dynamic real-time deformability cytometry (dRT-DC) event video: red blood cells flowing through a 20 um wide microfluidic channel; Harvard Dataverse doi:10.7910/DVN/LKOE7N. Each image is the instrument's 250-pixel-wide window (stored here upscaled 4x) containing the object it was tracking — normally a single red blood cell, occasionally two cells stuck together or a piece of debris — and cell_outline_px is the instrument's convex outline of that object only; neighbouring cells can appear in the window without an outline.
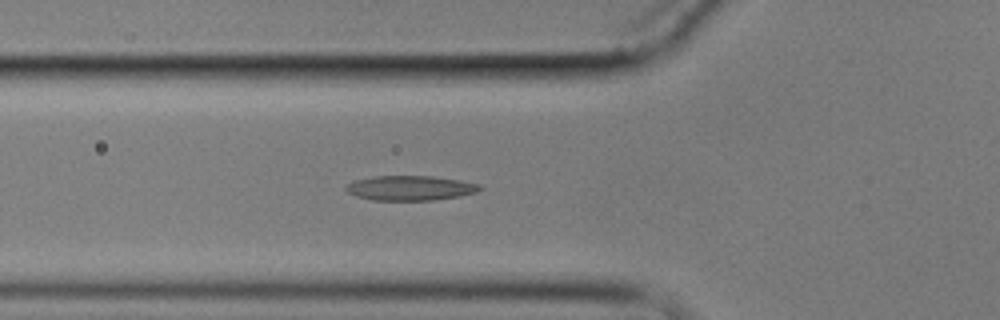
{"species": "common noctule bat (a hibernating species)", "species_latin": "Nyctalus noctula", "temperature_condition": "cold", "stored_images_in_passage": 2, "camera_frame_rate_fps": 3000, "um_per_image_px": 0.085, "animal": {"sex": "male", "body_mass_g": 17.9}, "frame": {"image": 1, "passage_image": 2, "time_ms": 1.0, "image_size_px": [1000, 320], "cell_outline_px": [[484, 188], [476, 192], [460, 196], [432, 200], [372, 200], [356, 196], [348, 192], [344, 188], [352, 180], [372, 176], [432, 176], [460, 180], [480, 184]], "centroid_in_image_um": [34.86, 15.97], "position_along_channel_um": 90.9, "area_um2": 19.42}}